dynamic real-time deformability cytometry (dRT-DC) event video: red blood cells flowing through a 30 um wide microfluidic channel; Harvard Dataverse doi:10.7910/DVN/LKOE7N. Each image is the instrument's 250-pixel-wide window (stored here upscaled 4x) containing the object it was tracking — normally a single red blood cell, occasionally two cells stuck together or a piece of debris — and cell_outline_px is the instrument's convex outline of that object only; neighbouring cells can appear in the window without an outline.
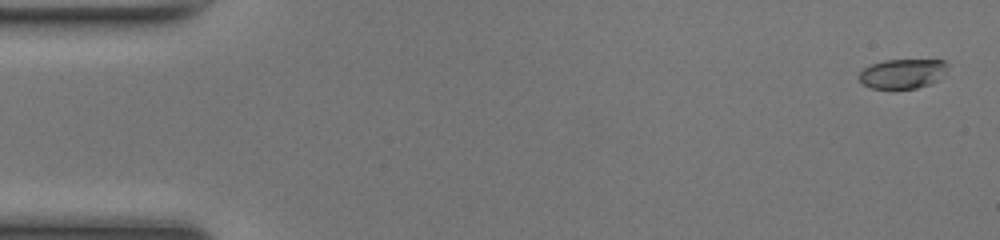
{"species": "common noctule bat (a hibernating species)", "species_latin": "Nyctalus noctula", "temperature_condition": "room temperature", "stored_images_in_passage": 50, "camera_frame_rate_fps": 3000, "um_per_image_px": 0.085, "animal": {"sex": "female", "body_mass_g": 17.0, "forearm_length_mm": 48.0}, "frame": {"image": 1, "passage_image": 2, "time_ms": 0.333, "image_size_px": [1000, 240], "cell_outline_px": [[948, 64], [936, 80], [928, 84], [916, 88], [872, 88], [864, 84], [860, 80], [860, 72], [864, 68], [872, 64], [884, 60], [944, 60]], "centroid_in_image_um": [76.68, 6.25], "position_along_channel_um": 8.3, "area_um2": 14.74}}
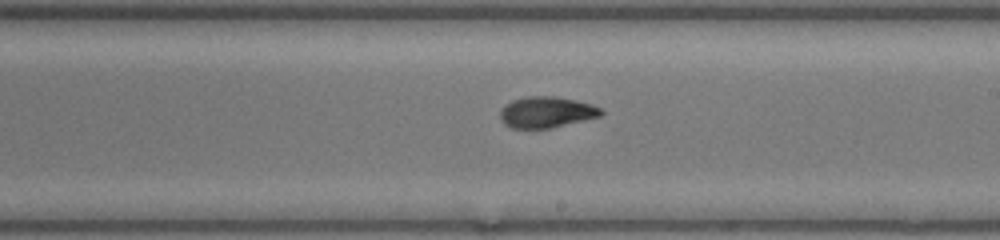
{"frame": {"image": 2, "passage_image": 29, "time_ms": 9.333, "image_size_px": [1000, 240], "cell_outline_px": [[604, 112], [600, 116], [552, 128], [512, 128], [504, 124], [500, 120], [500, 108], [504, 104], [512, 100], [528, 96], [552, 96], [592, 104], [600, 108]], "centroid_in_image_um": [46.4, 9.54], "position_along_channel_um": 242.6, "area_um2": 18.26}}
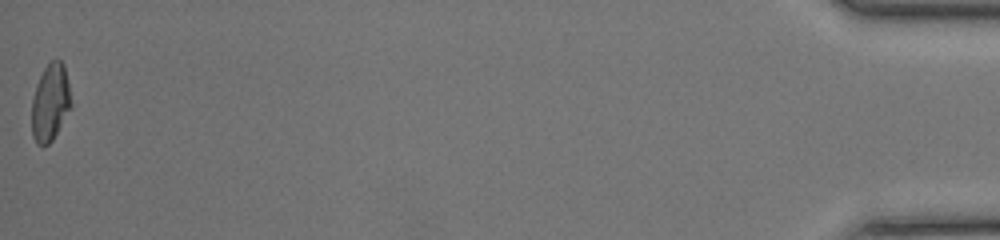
{"frame": {"image": 3, "passage_image": 50, "time_ms": 16.333, "image_size_px": [1000, 240], "cell_outline_px": [[72, 108], [52, 140], [48, 144], [36, 144], [32, 136], [32, 100], [36, 84], [44, 68], [52, 60], [60, 60], [64, 64], [72, 104]], "centroid_in_image_um": [4.28, 8.72], "position_along_channel_um": 430.9, "area_um2": 17.69}, "authors_computed_cell_mechanics": {"area_um2": 17.9469, "velocity_mm_per_s": 4.2259, "shape_relaxation_time_tau1_ms": 4.4005, "shape_relaxation_time_tau2_ms": 2.1084, "deformation_change_tau1": 0.1948, "deformation_change_tau2": 0.0538}}